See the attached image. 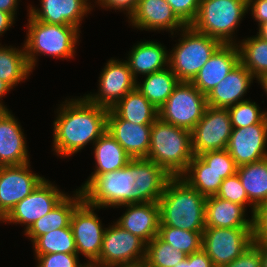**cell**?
I'll return each mask as SVG.
<instances>
[{"label":"cell","mask_w":267,"mask_h":267,"mask_svg":"<svg viewBox=\"0 0 267 267\" xmlns=\"http://www.w3.org/2000/svg\"><path fill=\"white\" fill-rule=\"evenodd\" d=\"M15 19L6 12L0 11V36L13 25Z\"/></svg>","instance_id":"cell-49"},{"label":"cell","mask_w":267,"mask_h":267,"mask_svg":"<svg viewBox=\"0 0 267 267\" xmlns=\"http://www.w3.org/2000/svg\"><path fill=\"white\" fill-rule=\"evenodd\" d=\"M187 255L163 241L158 235L146 244L144 263L148 267H174Z\"/></svg>","instance_id":"cell-36"},{"label":"cell","mask_w":267,"mask_h":267,"mask_svg":"<svg viewBox=\"0 0 267 267\" xmlns=\"http://www.w3.org/2000/svg\"><path fill=\"white\" fill-rule=\"evenodd\" d=\"M198 156L223 180L237 173L238 166L226 149L207 151Z\"/></svg>","instance_id":"cell-39"},{"label":"cell","mask_w":267,"mask_h":267,"mask_svg":"<svg viewBox=\"0 0 267 267\" xmlns=\"http://www.w3.org/2000/svg\"><path fill=\"white\" fill-rule=\"evenodd\" d=\"M232 129L227 109L207 106L201 120L191 131L193 155L226 149Z\"/></svg>","instance_id":"cell-12"},{"label":"cell","mask_w":267,"mask_h":267,"mask_svg":"<svg viewBox=\"0 0 267 267\" xmlns=\"http://www.w3.org/2000/svg\"><path fill=\"white\" fill-rule=\"evenodd\" d=\"M60 105L53 122L52 143L57 156L76 154L107 131L109 109L91 103L85 96L66 99Z\"/></svg>","instance_id":"cell-1"},{"label":"cell","mask_w":267,"mask_h":267,"mask_svg":"<svg viewBox=\"0 0 267 267\" xmlns=\"http://www.w3.org/2000/svg\"><path fill=\"white\" fill-rule=\"evenodd\" d=\"M30 162L0 166V217L4 219L14 206L26 198L45 178L31 172Z\"/></svg>","instance_id":"cell-15"},{"label":"cell","mask_w":267,"mask_h":267,"mask_svg":"<svg viewBox=\"0 0 267 267\" xmlns=\"http://www.w3.org/2000/svg\"><path fill=\"white\" fill-rule=\"evenodd\" d=\"M260 250L261 267H267V244L255 243Z\"/></svg>","instance_id":"cell-51"},{"label":"cell","mask_w":267,"mask_h":267,"mask_svg":"<svg viewBox=\"0 0 267 267\" xmlns=\"http://www.w3.org/2000/svg\"><path fill=\"white\" fill-rule=\"evenodd\" d=\"M202 232L188 231L170 226H160L158 236L186 255L196 253L202 249Z\"/></svg>","instance_id":"cell-37"},{"label":"cell","mask_w":267,"mask_h":267,"mask_svg":"<svg viewBox=\"0 0 267 267\" xmlns=\"http://www.w3.org/2000/svg\"><path fill=\"white\" fill-rule=\"evenodd\" d=\"M237 175L255 207L267 201V158L238 166Z\"/></svg>","instance_id":"cell-31"},{"label":"cell","mask_w":267,"mask_h":267,"mask_svg":"<svg viewBox=\"0 0 267 267\" xmlns=\"http://www.w3.org/2000/svg\"><path fill=\"white\" fill-rule=\"evenodd\" d=\"M247 9H251L250 14L258 26L267 22V0H247Z\"/></svg>","instance_id":"cell-47"},{"label":"cell","mask_w":267,"mask_h":267,"mask_svg":"<svg viewBox=\"0 0 267 267\" xmlns=\"http://www.w3.org/2000/svg\"><path fill=\"white\" fill-rule=\"evenodd\" d=\"M146 243L116 222L105 229L96 267H118L144 262Z\"/></svg>","instance_id":"cell-9"},{"label":"cell","mask_w":267,"mask_h":267,"mask_svg":"<svg viewBox=\"0 0 267 267\" xmlns=\"http://www.w3.org/2000/svg\"><path fill=\"white\" fill-rule=\"evenodd\" d=\"M37 267H85L87 264L79 263V255L77 253H50L35 255Z\"/></svg>","instance_id":"cell-41"},{"label":"cell","mask_w":267,"mask_h":267,"mask_svg":"<svg viewBox=\"0 0 267 267\" xmlns=\"http://www.w3.org/2000/svg\"><path fill=\"white\" fill-rule=\"evenodd\" d=\"M125 213L116 221L123 229L141 238L148 244L158 235L160 209L158 202L124 204Z\"/></svg>","instance_id":"cell-23"},{"label":"cell","mask_w":267,"mask_h":267,"mask_svg":"<svg viewBox=\"0 0 267 267\" xmlns=\"http://www.w3.org/2000/svg\"><path fill=\"white\" fill-rule=\"evenodd\" d=\"M174 267H215L212 260L208 255L201 249L196 253L187 255V257L179 262Z\"/></svg>","instance_id":"cell-46"},{"label":"cell","mask_w":267,"mask_h":267,"mask_svg":"<svg viewBox=\"0 0 267 267\" xmlns=\"http://www.w3.org/2000/svg\"><path fill=\"white\" fill-rule=\"evenodd\" d=\"M18 1L20 0H0V11L9 13L15 19Z\"/></svg>","instance_id":"cell-48"},{"label":"cell","mask_w":267,"mask_h":267,"mask_svg":"<svg viewBox=\"0 0 267 267\" xmlns=\"http://www.w3.org/2000/svg\"><path fill=\"white\" fill-rule=\"evenodd\" d=\"M258 83L262 86L263 90L267 94V73L260 76L258 79H256Z\"/></svg>","instance_id":"cell-53"},{"label":"cell","mask_w":267,"mask_h":267,"mask_svg":"<svg viewBox=\"0 0 267 267\" xmlns=\"http://www.w3.org/2000/svg\"><path fill=\"white\" fill-rule=\"evenodd\" d=\"M180 177L205 197L215 196L223 181L199 156H193Z\"/></svg>","instance_id":"cell-33"},{"label":"cell","mask_w":267,"mask_h":267,"mask_svg":"<svg viewBox=\"0 0 267 267\" xmlns=\"http://www.w3.org/2000/svg\"><path fill=\"white\" fill-rule=\"evenodd\" d=\"M236 44L239 50V62L254 78L258 79L267 73V40L256 34Z\"/></svg>","instance_id":"cell-34"},{"label":"cell","mask_w":267,"mask_h":267,"mask_svg":"<svg viewBox=\"0 0 267 267\" xmlns=\"http://www.w3.org/2000/svg\"><path fill=\"white\" fill-rule=\"evenodd\" d=\"M100 73L98 92L84 95L93 104L110 109L127 93L136 89L137 79L126 60L122 62L111 58Z\"/></svg>","instance_id":"cell-13"},{"label":"cell","mask_w":267,"mask_h":267,"mask_svg":"<svg viewBox=\"0 0 267 267\" xmlns=\"http://www.w3.org/2000/svg\"><path fill=\"white\" fill-rule=\"evenodd\" d=\"M171 176L146 158L131 159L134 203L158 202Z\"/></svg>","instance_id":"cell-17"},{"label":"cell","mask_w":267,"mask_h":267,"mask_svg":"<svg viewBox=\"0 0 267 267\" xmlns=\"http://www.w3.org/2000/svg\"><path fill=\"white\" fill-rule=\"evenodd\" d=\"M246 13L247 0H200L197 17L191 26L222 44H236L233 35Z\"/></svg>","instance_id":"cell-6"},{"label":"cell","mask_w":267,"mask_h":267,"mask_svg":"<svg viewBox=\"0 0 267 267\" xmlns=\"http://www.w3.org/2000/svg\"><path fill=\"white\" fill-rule=\"evenodd\" d=\"M83 201L99 209L134 203L131 160L126 167L101 175H90L79 189Z\"/></svg>","instance_id":"cell-7"},{"label":"cell","mask_w":267,"mask_h":267,"mask_svg":"<svg viewBox=\"0 0 267 267\" xmlns=\"http://www.w3.org/2000/svg\"><path fill=\"white\" fill-rule=\"evenodd\" d=\"M267 116L258 124L232 129L226 150L237 166L267 158Z\"/></svg>","instance_id":"cell-16"},{"label":"cell","mask_w":267,"mask_h":267,"mask_svg":"<svg viewBox=\"0 0 267 267\" xmlns=\"http://www.w3.org/2000/svg\"><path fill=\"white\" fill-rule=\"evenodd\" d=\"M22 48L0 46V79L12 89L20 82L27 80L30 72L32 73L24 46Z\"/></svg>","instance_id":"cell-32"},{"label":"cell","mask_w":267,"mask_h":267,"mask_svg":"<svg viewBox=\"0 0 267 267\" xmlns=\"http://www.w3.org/2000/svg\"><path fill=\"white\" fill-rule=\"evenodd\" d=\"M253 242L267 244V201L255 208L252 216Z\"/></svg>","instance_id":"cell-43"},{"label":"cell","mask_w":267,"mask_h":267,"mask_svg":"<svg viewBox=\"0 0 267 267\" xmlns=\"http://www.w3.org/2000/svg\"><path fill=\"white\" fill-rule=\"evenodd\" d=\"M28 17V31L23 46L31 70L35 68L37 56L40 54L61 60L74 57L79 33H81L79 28L71 25L48 24L30 15Z\"/></svg>","instance_id":"cell-4"},{"label":"cell","mask_w":267,"mask_h":267,"mask_svg":"<svg viewBox=\"0 0 267 267\" xmlns=\"http://www.w3.org/2000/svg\"><path fill=\"white\" fill-rule=\"evenodd\" d=\"M110 110L133 124L151 125L158 118V109L136 88L127 93Z\"/></svg>","instance_id":"cell-28"},{"label":"cell","mask_w":267,"mask_h":267,"mask_svg":"<svg viewBox=\"0 0 267 267\" xmlns=\"http://www.w3.org/2000/svg\"><path fill=\"white\" fill-rule=\"evenodd\" d=\"M180 32L182 38L169 53L168 67L180 81L191 82L222 43L191 25Z\"/></svg>","instance_id":"cell-5"},{"label":"cell","mask_w":267,"mask_h":267,"mask_svg":"<svg viewBox=\"0 0 267 267\" xmlns=\"http://www.w3.org/2000/svg\"><path fill=\"white\" fill-rule=\"evenodd\" d=\"M102 8L127 12L128 19L135 12L139 0H95Z\"/></svg>","instance_id":"cell-45"},{"label":"cell","mask_w":267,"mask_h":267,"mask_svg":"<svg viewBox=\"0 0 267 267\" xmlns=\"http://www.w3.org/2000/svg\"><path fill=\"white\" fill-rule=\"evenodd\" d=\"M94 145L95 168L91 175L122 169L132 159L123 147L108 132H104Z\"/></svg>","instance_id":"cell-29"},{"label":"cell","mask_w":267,"mask_h":267,"mask_svg":"<svg viewBox=\"0 0 267 267\" xmlns=\"http://www.w3.org/2000/svg\"><path fill=\"white\" fill-rule=\"evenodd\" d=\"M216 196L224 200H229L233 203L239 204L245 209L247 208L246 205L250 206L252 209L251 217L253 216L256 207L249 201L237 173L233 176L227 177L222 181L220 189L217 192Z\"/></svg>","instance_id":"cell-40"},{"label":"cell","mask_w":267,"mask_h":267,"mask_svg":"<svg viewBox=\"0 0 267 267\" xmlns=\"http://www.w3.org/2000/svg\"><path fill=\"white\" fill-rule=\"evenodd\" d=\"M118 267H148L144 262L138 263V264H132V265H121Z\"/></svg>","instance_id":"cell-54"},{"label":"cell","mask_w":267,"mask_h":267,"mask_svg":"<svg viewBox=\"0 0 267 267\" xmlns=\"http://www.w3.org/2000/svg\"><path fill=\"white\" fill-rule=\"evenodd\" d=\"M12 88L6 83V82H3L1 79H0V110L1 111H4V110H9L6 105H3V101H2V97L4 95H6L8 93V91H10Z\"/></svg>","instance_id":"cell-50"},{"label":"cell","mask_w":267,"mask_h":267,"mask_svg":"<svg viewBox=\"0 0 267 267\" xmlns=\"http://www.w3.org/2000/svg\"><path fill=\"white\" fill-rule=\"evenodd\" d=\"M129 21L130 25L139 30H166L170 31L172 36L176 30L179 32L186 26L166 0H139Z\"/></svg>","instance_id":"cell-18"},{"label":"cell","mask_w":267,"mask_h":267,"mask_svg":"<svg viewBox=\"0 0 267 267\" xmlns=\"http://www.w3.org/2000/svg\"><path fill=\"white\" fill-rule=\"evenodd\" d=\"M89 0H41V8L32 5L28 14L48 24L71 25L80 29L84 16L92 11Z\"/></svg>","instance_id":"cell-19"},{"label":"cell","mask_w":267,"mask_h":267,"mask_svg":"<svg viewBox=\"0 0 267 267\" xmlns=\"http://www.w3.org/2000/svg\"><path fill=\"white\" fill-rule=\"evenodd\" d=\"M83 201L80 190L76 189L73 196L67 195L50 212L35 221L32 226L24 232L33 243L39 236L55 229L68 227L75 208Z\"/></svg>","instance_id":"cell-27"},{"label":"cell","mask_w":267,"mask_h":267,"mask_svg":"<svg viewBox=\"0 0 267 267\" xmlns=\"http://www.w3.org/2000/svg\"><path fill=\"white\" fill-rule=\"evenodd\" d=\"M21 127L11 111H0V166L30 162L25 134Z\"/></svg>","instance_id":"cell-22"},{"label":"cell","mask_w":267,"mask_h":267,"mask_svg":"<svg viewBox=\"0 0 267 267\" xmlns=\"http://www.w3.org/2000/svg\"><path fill=\"white\" fill-rule=\"evenodd\" d=\"M35 255L50 253H77L70 225L39 236L33 242Z\"/></svg>","instance_id":"cell-35"},{"label":"cell","mask_w":267,"mask_h":267,"mask_svg":"<svg viewBox=\"0 0 267 267\" xmlns=\"http://www.w3.org/2000/svg\"><path fill=\"white\" fill-rule=\"evenodd\" d=\"M191 131L161 120L151 124L146 159L162 167L171 177L181 176L193 158Z\"/></svg>","instance_id":"cell-3"},{"label":"cell","mask_w":267,"mask_h":267,"mask_svg":"<svg viewBox=\"0 0 267 267\" xmlns=\"http://www.w3.org/2000/svg\"><path fill=\"white\" fill-rule=\"evenodd\" d=\"M158 205L160 226L204 231L206 197L180 176L169 179Z\"/></svg>","instance_id":"cell-2"},{"label":"cell","mask_w":267,"mask_h":267,"mask_svg":"<svg viewBox=\"0 0 267 267\" xmlns=\"http://www.w3.org/2000/svg\"><path fill=\"white\" fill-rule=\"evenodd\" d=\"M238 63L237 44H222L199 70L191 83L207 95Z\"/></svg>","instance_id":"cell-24"},{"label":"cell","mask_w":267,"mask_h":267,"mask_svg":"<svg viewBox=\"0 0 267 267\" xmlns=\"http://www.w3.org/2000/svg\"><path fill=\"white\" fill-rule=\"evenodd\" d=\"M107 131L132 159L147 157L150 148L151 125L133 124L118 118L109 109Z\"/></svg>","instance_id":"cell-21"},{"label":"cell","mask_w":267,"mask_h":267,"mask_svg":"<svg viewBox=\"0 0 267 267\" xmlns=\"http://www.w3.org/2000/svg\"><path fill=\"white\" fill-rule=\"evenodd\" d=\"M260 109L256 102H251L249 99L227 108L232 128H244L260 123L267 116V110Z\"/></svg>","instance_id":"cell-38"},{"label":"cell","mask_w":267,"mask_h":267,"mask_svg":"<svg viewBox=\"0 0 267 267\" xmlns=\"http://www.w3.org/2000/svg\"><path fill=\"white\" fill-rule=\"evenodd\" d=\"M255 78L240 62L230 70L207 95V106L227 109L238 102L246 101L247 94Z\"/></svg>","instance_id":"cell-20"},{"label":"cell","mask_w":267,"mask_h":267,"mask_svg":"<svg viewBox=\"0 0 267 267\" xmlns=\"http://www.w3.org/2000/svg\"><path fill=\"white\" fill-rule=\"evenodd\" d=\"M243 206L220 197H206L205 227L252 228V217L246 219Z\"/></svg>","instance_id":"cell-25"},{"label":"cell","mask_w":267,"mask_h":267,"mask_svg":"<svg viewBox=\"0 0 267 267\" xmlns=\"http://www.w3.org/2000/svg\"><path fill=\"white\" fill-rule=\"evenodd\" d=\"M252 244V228L205 227L202 232V250L215 267L234 261Z\"/></svg>","instance_id":"cell-10"},{"label":"cell","mask_w":267,"mask_h":267,"mask_svg":"<svg viewBox=\"0 0 267 267\" xmlns=\"http://www.w3.org/2000/svg\"><path fill=\"white\" fill-rule=\"evenodd\" d=\"M96 207L82 201L73 211L70 227L74 236L77 254H82L88 265L99 258L105 229L100 218L94 212Z\"/></svg>","instance_id":"cell-11"},{"label":"cell","mask_w":267,"mask_h":267,"mask_svg":"<svg viewBox=\"0 0 267 267\" xmlns=\"http://www.w3.org/2000/svg\"><path fill=\"white\" fill-rule=\"evenodd\" d=\"M176 16L186 25H191L198 14L200 0H166Z\"/></svg>","instance_id":"cell-42"},{"label":"cell","mask_w":267,"mask_h":267,"mask_svg":"<svg viewBox=\"0 0 267 267\" xmlns=\"http://www.w3.org/2000/svg\"><path fill=\"white\" fill-rule=\"evenodd\" d=\"M66 196L67 194L44 178L31 194L14 206L2 222L23 224L26 232L35 221L50 212Z\"/></svg>","instance_id":"cell-14"},{"label":"cell","mask_w":267,"mask_h":267,"mask_svg":"<svg viewBox=\"0 0 267 267\" xmlns=\"http://www.w3.org/2000/svg\"><path fill=\"white\" fill-rule=\"evenodd\" d=\"M259 29L257 35L260 36L262 39L267 40V22H264L258 26Z\"/></svg>","instance_id":"cell-52"},{"label":"cell","mask_w":267,"mask_h":267,"mask_svg":"<svg viewBox=\"0 0 267 267\" xmlns=\"http://www.w3.org/2000/svg\"><path fill=\"white\" fill-rule=\"evenodd\" d=\"M206 107V95L191 82L180 81L158 109V117L176 127L192 131L201 120Z\"/></svg>","instance_id":"cell-8"},{"label":"cell","mask_w":267,"mask_h":267,"mask_svg":"<svg viewBox=\"0 0 267 267\" xmlns=\"http://www.w3.org/2000/svg\"><path fill=\"white\" fill-rule=\"evenodd\" d=\"M168 53L169 51L161 43L145 40L133 46L126 61L131 73L138 79L139 75L144 76L167 68Z\"/></svg>","instance_id":"cell-26"},{"label":"cell","mask_w":267,"mask_h":267,"mask_svg":"<svg viewBox=\"0 0 267 267\" xmlns=\"http://www.w3.org/2000/svg\"><path fill=\"white\" fill-rule=\"evenodd\" d=\"M221 267H261L259 247L253 242L238 258Z\"/></svg>","instance_id":"cell-44"},{"label":"cell","mask_w":267,"mask_h":267,"mask_svg":"<svg viewBox=\"0 0 267 267\" xmlns=\"http://www.w3.org/2000/svg\"><path fill=\"white\" fill-rule=\"evenodd\" d=\"M144 76L143 83L137 81L136 88L157 109L166 102L180 82L169 67Z\"/></svg>","instance_id":"cell-30"}]
</instances>
